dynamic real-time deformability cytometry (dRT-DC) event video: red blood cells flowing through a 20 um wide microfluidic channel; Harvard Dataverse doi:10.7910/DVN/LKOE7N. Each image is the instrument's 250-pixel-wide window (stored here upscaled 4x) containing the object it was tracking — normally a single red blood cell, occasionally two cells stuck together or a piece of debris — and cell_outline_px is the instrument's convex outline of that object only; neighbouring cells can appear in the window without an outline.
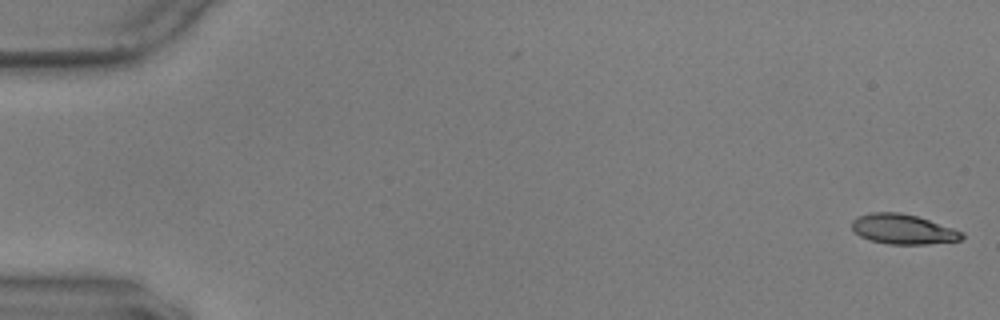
{"species": "common noctule bat (a hibernating species)", "species_latin": "Nyctalus noctula", "temperature_condition": "warm", "stored_images_in_passage": 57, "camera_frame_rate_fps": 3000, "um_per_image_px": 0.085, "animal": {"sex": "male", "body_mass_g": 17.9, "forearm_length_mm": 54.2}, "frame": {"image": 1, "passage_image": 1, "time_ms": 0.0, "image_size_px": [1000, 320], "cell_outline_px": [[964, 236], [960, 240], [928, 244], [888, 244], [868, 240], [860, 236], [852, 228], [852, 220], [860, 216], [872, 212], [900, 212], [916, 216], [964, 232]], "centroid_in_image_um": [76.75, 19.49], "position_along_channel_um": 8.3, "area_um2": 19.02}}
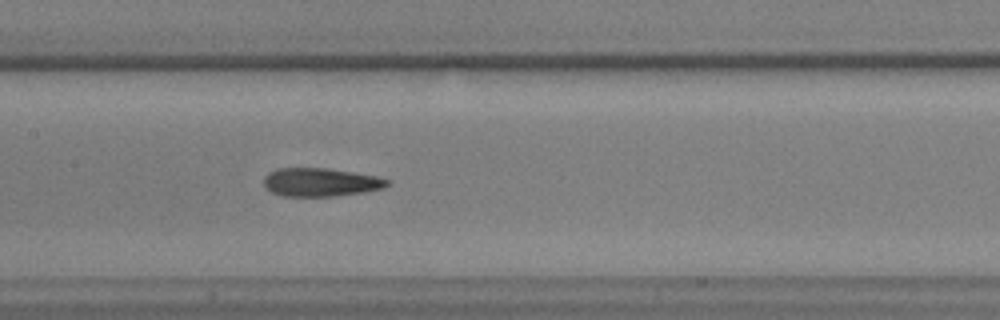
{"frame": {"image": 2, "passage_image": 28, "time_ms": 9.0, "image_size_px": [1000, 320], "cell_outline_px": [[388, 184], [384, 188], [364, 192], [336, 196], [284, 196], [272, 192], [264, 184], [264, 176], [268, 172], [276, 168], [324, 168], [352, 172], [376, 176], [388, 180]], "centroid_in_image_um": [27.23, 15.49], "position_along_channel_um": 180.2, "area_um2": 20.29}}
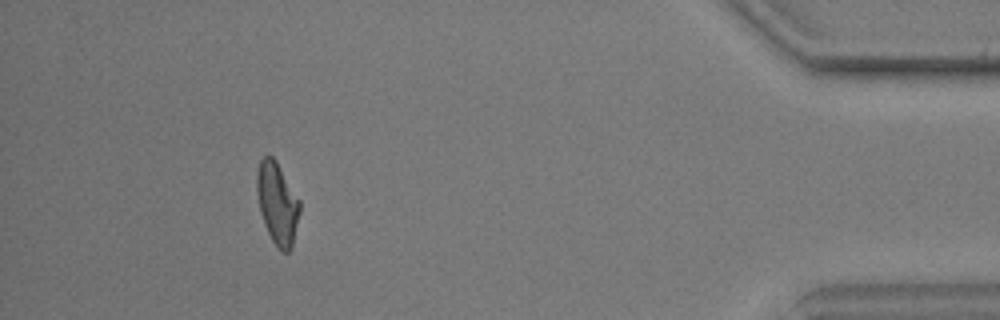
{"frame": {"image": 3, "passage_image": 52, "time_ms": 17.0, "image_size_px": [1000, 320], "cell_outline_px": [[300, 212], [292, 248], [288, 252], [284, 252], [276, 248], [264, 224], [260, 212], [256, 192], [256, 172], [260, 160], [264, 156], [272, 156], [276, 160], [300, 200]], "centroid_in_image_um": [23.57, 17.29], "position_along_channel_um": 411.6, "area_um2": 20.69}, "authors_computed_cell_mechanics": {"area_um2": 20.2878, "velocity_mm_per_s": 3.5683, "shape_relaxation_time_tau1_ms": 6.3132, "shape_relaxation_time_tau2_ms": 2.4222, "deformation_change_tau1": 0.2172, "deformation_change_tau2": 0.106}}